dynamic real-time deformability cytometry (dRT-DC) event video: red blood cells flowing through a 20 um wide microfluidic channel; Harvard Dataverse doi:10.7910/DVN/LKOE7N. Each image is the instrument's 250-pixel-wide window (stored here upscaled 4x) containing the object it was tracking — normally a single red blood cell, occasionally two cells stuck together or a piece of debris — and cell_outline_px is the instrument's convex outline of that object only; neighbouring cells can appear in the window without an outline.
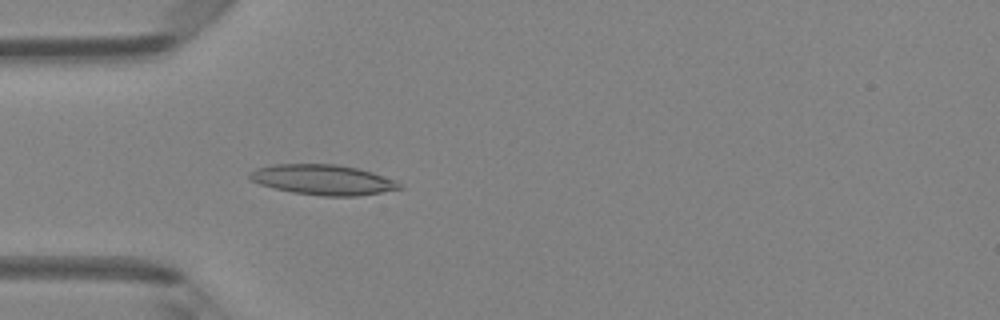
{"species": "Egyptian fruit bat (a non-hibernating species)", "species_latin": "Rousettus aegyptiacus", "temperature_condition": "room temperature", "stored_images_in_passage": 4, "camera_frame_rate_fps": 3000, "um_per_image_px": 0.085, "animal": {"sex": "female"}, "frame": {"image": 1, "passage_image": 4, "time_ms": 1.0, "image_size_px": [1000, 320], "cell_outline_px": [[404, 188], [356, 196], [324, 196], [292, 192], [260, 184], [252, 180], [248, 176], [256, 168], [272, 164], [336, 164], [360, 168], [396, 180]], "centroid_in_image_um": [27.48, 15.27], "position_along_channel_um": 57.5, "area_um2": 26.24}}